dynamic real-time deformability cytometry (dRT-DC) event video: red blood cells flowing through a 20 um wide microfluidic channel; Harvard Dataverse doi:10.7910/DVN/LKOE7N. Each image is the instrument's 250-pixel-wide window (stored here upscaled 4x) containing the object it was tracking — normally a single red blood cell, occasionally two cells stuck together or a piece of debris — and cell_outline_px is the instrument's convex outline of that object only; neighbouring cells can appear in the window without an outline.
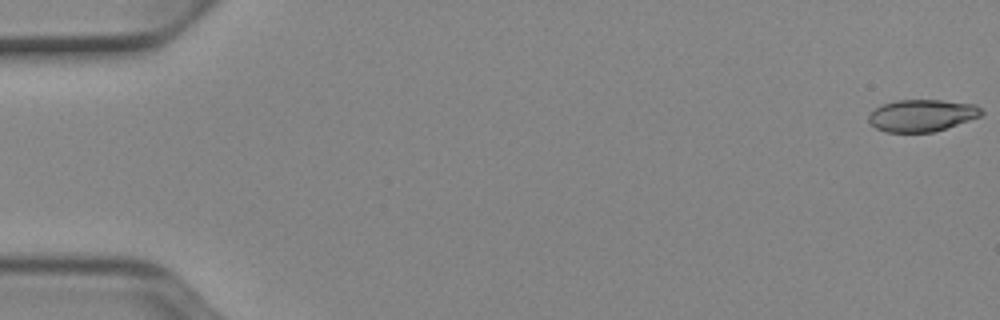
{"species": "Egyptian fruit bat (a non-hibernating species)", "species_latin": "Rousettus aegyptiacus", "temperature_condition": "cold", "stored_images_in_passage": 52, "camera_frame_rate_fps": 3000, "um_per_image_px": 0.085, "animal": {"sex": "female"}, "frame": {"image": 1, "passage_image": 1, "time_ms": 0.0, "image_size_px": [1000, 320], "cell_outline_px": [[984, 112], [980, 116], [932, 132], [888, 132], [876, 128], [868, 120], [868, 116], [876, 108], [884, 104], [896, 100], [940, 100], [976, 104]], "centroid_in_image_um": [78.36, 9.8], "position_along_channel_um": 6.6, "area_um2": 20.69}}
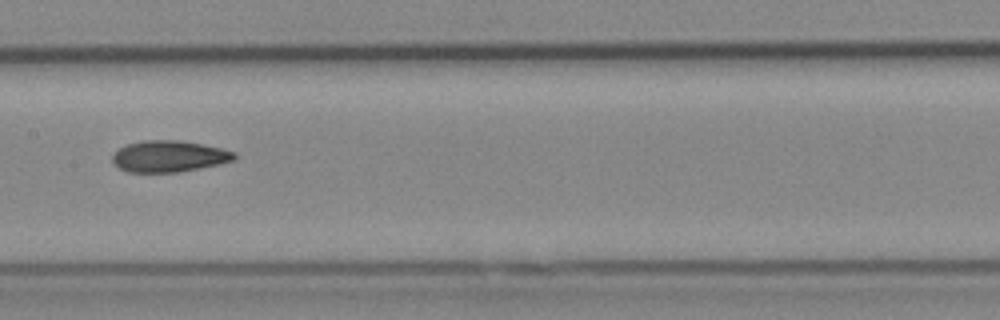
{"frame": {"image": 2, "passage_image": 27, "time_ms": 8.667, "image_size_px": [1000, 320], "cell_outline_px": [[236, 160], [220, 164], [180, 172], [128, 172], [112, 164], [112, 156], [120, 148], [128, 144], [144, 140], [180, 140], [204, 144], [236, 152]], "centroid_in_image_um": [14.39, 13.29], "position_along_channel_um": 193.0, "area_um2": 22.43}}
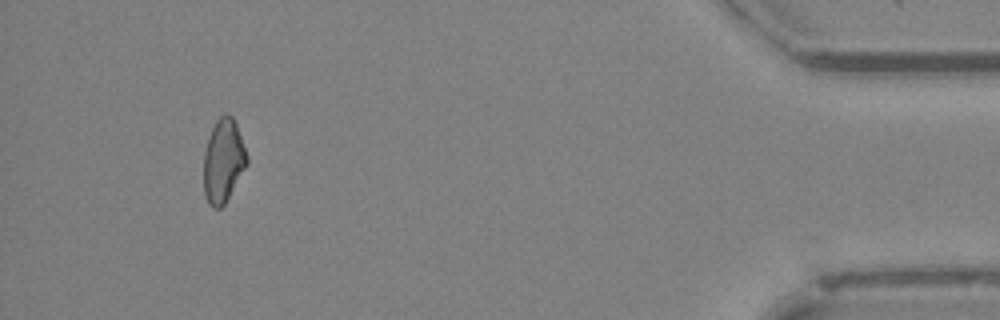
{"frame": {"image": 3, "passage_image": 49, "time_ms": 16.0, "image_size_px": [1000, 320], "cell_outline_px": [[248, 164], [224, 204], [220, 208], [212, 208], [208, 204], [204, 196], [204, 152], [208, 136], [216, 120], [224, 112], [228, 112], [232, 116], [236, 124], [248, 156]], "centroid_in_image_um": [18.97, 13.66], "position_along_channel_um": 416.2, "area_um2": 21.21}, "authors_computed_cell_mechanics": {"area_um2": 21.9929, "velocity_mm_per_s": 3.942, "shape_relaxation_time_tau1_ms": 7.5682, "shape_relaxation_time_tau2_ms": 4.5469, "deformation_change_tau1": 0.1637, "deformation_change_tau2": 0.1185}}